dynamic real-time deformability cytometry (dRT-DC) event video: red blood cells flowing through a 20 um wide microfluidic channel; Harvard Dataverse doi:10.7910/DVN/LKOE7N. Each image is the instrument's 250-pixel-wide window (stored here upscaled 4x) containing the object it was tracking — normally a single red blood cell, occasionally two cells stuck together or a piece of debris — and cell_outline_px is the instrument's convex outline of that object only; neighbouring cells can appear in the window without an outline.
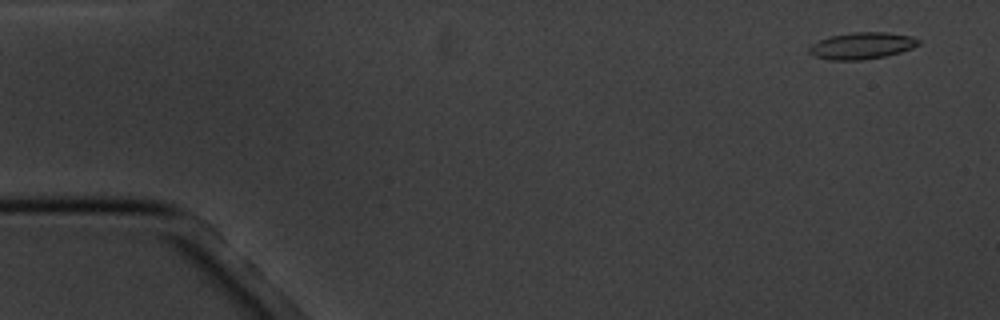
{"species": "common noctule bat (a hibernating species)", "species_latin": "Nyctalus noctula", "temperature_condition": "cold", "stored_images_in_passage": 6, "segment_of_instrument_passage": [1, 2], "camera_frame_rate_fps": 3000, "um_per_image_px": 0.085, "animal": {"sex": "male", "body_mass_g": 20.1, "forearm_length_mm": 53.5}, "frame": {"image": 1, "passage_image": 1, "time_ms": 0.0, "image_size_px": [1000, 320], "cell_outline_px": [[920, 44], [912, 48], [900, 52], [884, 56], [860, 60], [828, 60], [816, 56], [808, 52], [808, 48], [812, 44], [828, 36], [852, 32], [888, 32], [912, 36], [920, 40]], "centroid_in_image_um": [73.26, 3.88], "position_along_channel_um": 11.7, "area_um2": 17.05}}
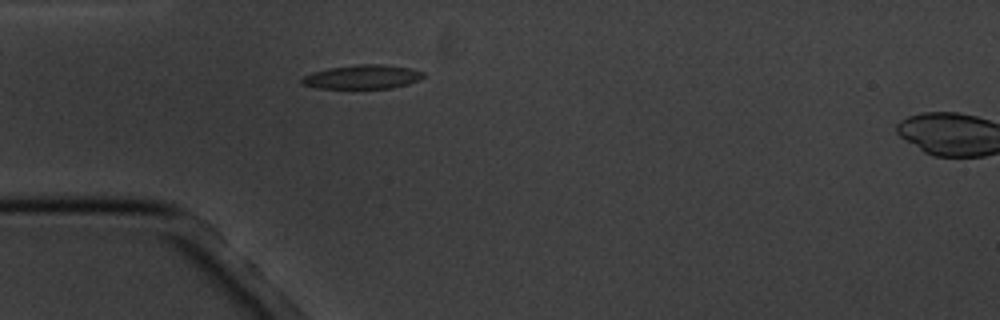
{"frame": {"image": 2, "passage_image": 5, "time_ms": 4.333, "image_size_px": [1000, 320], "cell_outline_px": [[424, 76], [420, 80], [408, 84], [392, 88], [320, 88], [304, 84], [300, 80], [304, 76], [312, 72], [328, 68], [356, 64], [384, 64], [412, 68], [424, 72]], "centroid_in_image_um": [30.86, 6.52], "position_along_channel_um": 54.1, "area_um2": 17.05}}